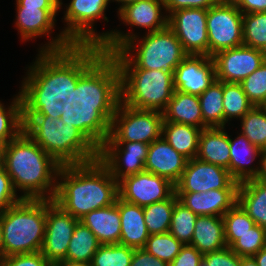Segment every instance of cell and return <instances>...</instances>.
I'll return each mask as SVG.
<instances>
[{
    "label": "cell",
    "mask_w": 266,
    "mask_h": 266,
    "mask_svg": "<svg viewBox=\"0 0 266 266\" xmlns=\"http://www.w3.org/2000/svg\"><path fill=\"white\" fill-rule=\"evenodd\" d=\"M27 70L19 95L22 115L61 118L63 103L79 77L104 53L100 46H76L58 52H40Z\"/></svg>",
    "instance_id": "6da1fadb"
},
{
    "label": "cell",
    "mask_w": 266,
    "mask_h": 266,
    "mask_svg": "<svg viewBox=\"0 0 266 266\" xmlns=\"http://www.w3.org/2000/svg\"><path fill=\"white\" fill-rule=\"evenodd\" d=\"M121 101L120 71L115 59L103 53L80 77L63 103L61 120L75 126L98 149L110 135Z\"/></svg>",
    "instance_id": "7a4b0ae2"
},
{
    "label": "cell",
    "mask_w": 266,
    "mask_h": 266,
    "mask_svg": "<svg viewBox=\"0 0 266 266\" xmlns=\"http://www.w3.org/2000/svg\"><path fill=\"white\" fill-rule=\"evenodd\" d=\"M137 37L131 32L119 30L103 32L100 34V47L115 59L119 68L158 69L172 75L188 55L168 26L160 31L147 32L141 39Z\"/></svg>",
    "instance_id": "3957f363"
},
{
    "label": "cell",
    "mask_w": 266,
    "mask_h": 266,
    "mask_svg": "<svg viewBox=\"0 0 266 266\" xmlns=\"http://www.w3.org/2000/svg\"><path fill=\"white\" fill-rule=\"evenodd\" d=\"M57 180L53 201L79 220L92 210L111 206L119 197L118 182L98 159L61 166Z\"/></svg>",
    "instance_id": "277c9868"
},
{
    "label": "cell",
    "mask_w": 266,
    "mask_h": 266,
    "mask_svg": "<svg viewBox=\"0 0 266 266\" xmlns=\"http://www.w3.org/2000/svg\"><path fill=\"white\" fill-rule=\"evenodd\" d=\"M3 165L22 199L53 200L61 165L24 131L4 145Z\"/></svg>",
    "instance_id": "5b68a950"
},
{
    "label": "cell",
    "mask_w": 266,
    "mask_h": 266,
    "mask_svg": "<svg viewBox=\"0 0 266 266\" xmlns=\"http://www.w3.org/2000/svg\"><path fill=\"white\" fill-rule=\"evenodd\" d=\"M23 131L61 166L98 159V148L75 126L49 115H22Z\"/></svg>",
    "instance_id": "8992f818"
},
{
    "label": "cell",
    "mask_w": 266,
    "mask_h": 266,
    "mask_svg": "<svg viewBox=\"0 0 266 266\" xmlns=\"http://www.w3.org/2000/svg\"><path fill=\"white\" fill-rule=\"evenodd\" d=\"M47 200L22 199L1 210V255L41 251L46 230Z\"/></svg>",
    "instance_id": "52a82bcc"
},
{
    "label": "cell",
    "mask_w": 266,
    "mask_h": 266,
    "mask_svg": "<svg viewBox=\"0 0 266 266\" xmlns=\"http://www.w3.org/2000/svg\"><path fill=\"white\" fill-rule=\"evenodd\" d=\"M121 102L135 109L163 112L172 98L173 75L164 70L119 68Z\"/></svg>",
    "instance_id": "ba28073f"
},
{
    "label": "cell",
    "mask_w": 266,
    "mask_h": 266,
    "mask_svg": "<svg viewBox=\"0 0 266 266\" xmlns=\"http://www.w3.org/2000/svg\"><path fill=\"white\" fill-rule=\"evenodd\" d=\"M111 0H71L64 12L65 27L55 39L41 46L40 52H58L76 46H100V34L95 32L94 23L105 16Z\"/></svg>",
    "instance_id": "9c48e42d"
},
{
    "label": "cell",
    "mask_w": 266,
    "mask_h": 266,
    "mask_svg": "<svg viewBox=\"0 0 266 266\" xmlns=\"http://www.w3.org/2000/svg\"><path fill=\"white\" fill-rule=\"evenodd\" d=\"M163 112L132 108L120 101L105 141L150 144L162 136Z\"/></svg>",
    "instance_id": "30bf717a"
},
{
    "label": "cell",
    "mask_w": 266,
    "mask_h": 266,
    "mask_svg": "<svg viewBox=\"0 0 266 266\" xmlns=\"http://www.w3.org/2000/svg\"><path fill=\"white\" fill-rule=\"evenodd\" d=\"M243 14L232 0H220L207 10L208 56L243 45Z\"/></svg>",
    "instance_id": "8fae6325"
},
{
    "label": "cell",
    "mask_w": 266,
    "mask_h": 266,
    "mask_svg": "<svg viewBox=\"0 0 266 266\" xmlns=\"http://www.w3.org/2000/svg\"><path fill=\"white\" fill-rule=\"evenodd\" d=\"M149 144L128 141H104L98 160L117 182L145 170Z\"/></svg>",
    "instance_id": "7c38bea8"
},
{
    "label": "cell",
    "mask_w": 266,
    "mask_h": 266,
    "mask_svg": "<svg viewBox=\"0 0 266 266\" xmlns=\"http://www.w3.org/2000/svg\"><path fill=\"white\" fill-rule=\"evenodd\" d=\"M207 9H179L168 16L174 32L187 54L208 56Z\"/></svg>",
    "instance_id": "4fadbf2b"
},
{
    "label": "cell",
    "mask_w": 266,
    "mask_h": 266,
    "mask_svg": "<svg viewBox=\"0 0 266 266\" xmlns=\"http://www.w3.org/2000/svg\"><path fill=\"white\" fill-rule=\"evenodd\" d=\"M175 192V185L168 179L142 171L118 182L119 198L141 207L168 199Z\"/></svg>",
    "instance_id": "5bb4252c"
},
{
    "label": "cell",
    "mask_w": 266,
    "mask_h": 266,
    "mask_svg": "<svg viewBox=\"0 0 266 266\" xmlns=\"http://www.w3.org/2000/svg\"><path fill=\"white\" fill-rule=\"evenodd\" d=\"M239 182L229 170L193 158L187 161L175 192H206L212 189H238Z\"/></svg>",
    "instance_id": "9a60e30c"
},
{
    "label": "cell",
    "mask_w": 266,
    "mask_h": 266,
    "mask_svg": "<svg viewBox=\"0 0 266 266\" xmlns=\"http://www.w3.org/2000/svg\"><path fill=\"white\" fill-rule=\"evenodd\" d=\"M79 221L53 200H47L46 230L41 253L49 262L57 263L66 258L69 242Z\"/></svg>",
    "instance_id": "2e32d148"
},
{
    "label": "cell",
    "mask_w": 266,
    "mask_h": 266,
    "mask_svg": "<svg viewBox=\"0 0 266 266\" xmlns=\"http://www.w3.org/2000/svg\"><path fill=\"white\" fill-rule=\"evenodd\" d=\"M216 79L215 62L207 55L188 54L174 70V88L201 95Z\"/></svg>",
    "instance_id": "e0dca14e"
},
{
    "label": "cell",
    "mask_w": 266,
    "mask_h": 266,
    "mask_svg": "<svg viewBox=\"0 0 266 266\" xmlns=\"http://www.w3.org/2000/svg\"><path fill=\"white\" fill-rule=\"evenodd\" d=\"M216 79L240 83L263 63L259 49L241 45L214 55Z\"/></svg>",
    "instance_id": "ac0fdd59"
},
{
    "label": "cell",
    "mask_w": 266,
    "mask_h": 266,
    "mask_svg": "<svg viewBox=\"0 0 266 266\" xmlns=\"http://www.w3.org/2000/svg\"><path fill=\"white\" fill-rule=\"evenodd\" d=\"M238 189H212L206 192H175L178 201L198 216H220L237 203Z\"/></svg>",
    "instance_id": "d6986e66"
},
{
    "label": "cell",
    "mask_w": 266,
    "mask_h": 266,
    "mask_svg": "<svg viewBox=\"0 0 266 266\" xmlns=\"http://www.w3.org/2000/svg\"><path fill=\"white\" fill-rule=\"evenodd\" d=\"M187 161L161 136L149 144L145 171L164 177L175 185L185 170Z\"/></svg>",
    "instance_id": "ffe728a7"
},
{
    "label": "cell",
    "mask_w": 266,
    "mask_h": 266,
    "mask_svg": "<svg viewBox=\"0 0 266 266\" xmlns=\"http://www.w3.org/2000/svg\"><path fill=\"white\" fill-rule=\"evenodd\" d=\"M163 0H140L123 7L118 13L123 24L148 29V33L165 29L168 15H163Z\"/></svg>",
    "instance_id": "44dd1931"
},
{
    "label": "cell",
    "mask_w": 266,
    "mask_h": 266,
    "mask_svg": "<svg viewBox=\"0 0 266 266\" xmlns=\"http://www.w3.org/2000/svg\"><path fill=\"white\" fill-rule=\"evenodd\" d=\"M60 7H16L15 25L22 41L52 34Z\"/></svg>",
    "instance_id": "7402d4cb"
},
{
    "label": "cell",
    "mask_w": 266,
    "mask_h": 266,
    "mask_svg": "<svg viewBox=\"0 0 266 266\" xmlns=\"http://www.w3.org/2000/svg\"><path fill=\"white\" fill-rule=\"evenodd\" d=\"M118 209L121 220L119 244L134 249L144 248L149 238L143 207L128 203L118 197Z\"/></svg>",
    "instance_id": "603a6c76"
},
{
    "label": "cell",
    "mask_w": 266,
    "mask_h": 266,
    "mask_svg": "<svg viewBox=\"0 0 266 266\" xmlns=\"http://www.w3.org/2000/svg\"><path fill=\"white\" fill-rule=\"evenodd\" d=\"M80 221L87 226L101 244H119L121 220L118 209V198L111 206L92 210Z\"/></svg>",
    "instance_id": "cb8c5ba5"
},
{
    "label": "cell",
    "mask_w": 266,
    "mask_h": 266,
    "mask_svg": "<svg viewBox=\"0 0 266 266\" xmlns=\"http://www.w3.org/2000/svg\"><path fill=\"white\" fill-rule=\"evenodd\" d=\"M234 140L229 135L230 163L229 172L239 183L256 178L260 166L253 167L249 164L260 158L261 150L253 145L243 134H238Z\"/></svg>",
    "instance_id": "d4e9b609"
},
{
    "label": "cell",
    "mask_w": 266,
    "mask_h": 266,
    "mask_svg": "<svg viewBox=\"0 0 266 266\" xmlns=\"http://www.w3.org/2000/svg\"><path fill=\"white\" fill-rule=\"evenodd\" d=\"M225 127L202 129L196 158L229 170V135Z\"/></svg>",
    "instance_id": "484cf974"
},
{
    "label": "cell",
    "mask_w": 266,
    "mask_h": 266,
    "mask_svg": "<svg viewBox=\"0 0 266 266\" xmlns=\"http://www.w3.org/2000/svg\"><path fill=\"white\" fill-rule=\"evenodd\" d=\"M163 119V122L186 124L200 129L209 128L203 122L199 96L177 90L173 92L163 111Z\"/></svg>",
    "instance_id": "4316f807"
},
{
    "label": "cell",
    "mask_w": 266,
    "mask_h": 266,
    "mask_svg": "<svg viewBox=\"0 0 266 266\" xmlns=\"http://www.w3.org/2000/svg\"><path fill=\"white\" fill-rule=\"evenodd\" d=\"M203 255L227 247L224 220L220 216H198L191 244Z\"/></svg>",
    "instance_id": "83f0119b"
},
{
    "label": "cell",
    "mask_w": 266,
    "mask_h": 266,
    "mask_svg": "<svg viewBox=\"0 0 266 266\" xmlns=\"http://www.w3.org/2000/svg\"><path fill=\"white\" fill-rule=\"evenodd\" d=\"M237 203L257 225L266 229V182L256 178L240 182Z\"/></svg>",
    "instance_id": "f1b7e54d"
},
{
    "label": "cell",
    "mask_w": 266,
    "mask_h": 266,
    "mask_svg": "<svg viewBox=\"0 0 266 266\" xmlns=\"http://www.w3.org/2000/svg\"><path fill=\"white\" fill-rule=\"evenodd\" d=\"M202 129L173 122H163L162 136L188 160L196 158Z\"/></svg>",
    "instance_id": "f546056e"
},
{
    "label": "cell",
    "mask_w": 266,
    "mask_h": 266,
    "mask_svg": "<svg viewBox=\"0 0 266 266\" xmlns=\"http://www.w3.org/2000/svg\"><path fill=\"white\" fill-rule=\"evenodd\" d=\"M101 245L92 231L79 221L73 231L64 260L90 264Z\"/></svg>",
    "instance_id": "4dcf8cb0"
},
{
    "label": "cell",
    "mask_w": 266,
    "mask_h": 266,
    "mask_svg": "<svg viewBox=\"0 0 266 266\" xmlns=\"http://www.w3.org/2000/svg\"><path fill=\"white\" fill-rule=\"evenodd\" d=\"M203 122L210 127H224L223 81L214 82L199 95Z\"/></svg>",
    "instance_id": "1f68e13d"
},
{
    "label": "cell",
    "mask_w": 266,
    "mask_h": 266,
    "mask_svg": "<svg viewBox=\"0 0 266 266\" xmlns=\"http://www.w3.org/2000/svg\"><path fill=\"white\" fill-rule=\"evenodd\" d=\"M178 201L175 192L166 200L143 207L144 221L151 234L169 232L174 205Z\"/></svg>",
    "instance_id": "d6a6232c"
},
{
    "label": "cell",
    "mask_w": 266,
    "mask_h": 266,
    "mask_svg": "<svg viewBox=\"0 0 266 266\" xmlns=\"http://www.w3.org/2000/svg\"><path fill=\"white\" fill-rule=\"evenodd\" d=\"M241 131L253 145L266 149V106H253L242 118Z\"/></svg>",
    "instance_id": "836d02e7"
},
{
    "label": "cell",
    "mask_w": 266,
    "mask_h": 266,
    "mask_svg": "<svg viewBox=\"0 0 266 266\" xmlns=\"http://www.w3.org/2000/svg\"><path fill=\"white\" fill-rule=\"evenodd\" d=\"M224 127L233 118H242L254 105L240 83L223 82Z\"/></svg>",
    "instance_id": "e575fe53"
},
{
    "label": "cell",
    "mask_w": 266,
    "mask_h": 266,
    "mask_svg": "<svg viewBox=\"0 0 266 266\" xmlns=\"http://www.w3.org/2000/svg\"><path fill=\"white\" fill-rule=\"evenodd\" d=\"M22 131V100L18 92L8 108L0 101V143L8 144Z\"/></svg>",
    "instance_id": "d590c367"
},
{
    "label": "cell",
    "mask_w": 266,
    "mask_h": 266,
    "mask_svg": "<svg viewBox=\"0 0 266 266\" xmlns=\"http://www.w3.org/2000/svg\"><path fill=\"white\" fill-rule=\"evenodd\" d=\"M198 215L177 201L172 213L169 233L183 245L191 244Z\"/></svg>",
    "instance_id": "8d00e7d4"
},
{
    "label": "cell",
    "mask_w": 266,
    "mask_h": 266,
    "mask_svg": "<svg viewBox=\"0 0 266 266\" xmlns=\"http://www.w3.org/2000/svg\"><path fill=\"white\" fill-rule=\"evenodd\" d=\"M223 220L227 247L256 225L238 203L223 215Z\"/></svg>",
    "instance_id": "74e56055"
},
{
    "label": "cell",
    "mask_w": 266,
    "mask_h": 266,
    "mask_svg": "<svg viewBox=\"0 0 266 266\" xmlns=\"http://www.w3.org/2000/svg\"><path fill=\"white\" fill-rule=\"evenodd\" d=\"M183 244L171 233L151 234L144 249L154 257L170 264L178 255Z\"/></svg>",
    "instance_id": "f35d334b"
},
{
    "label": "cell",
    "mask_w": 266,
    "mask_h": 266,
    "mask_svg": "<svg viewBox=\"0 0 266 266\" xmlns=\"http://www.w3.org/2000/svg\"><path fill=\"white\" fill-rule=\"evenodd\" d=\"M134 248L121 244H102L93 255L91 266H130Z\"/></svg>",
    "instance_id": "ab89813d"
},
{
    "label": "cell",
    "mask_w": 266,
    "mask_h": 266,
    "mask_svg": "<svg viewBox=\"0 0 266 266\" xmlns=\"http://www.w3.org/2000/svg\"><path fill=\"white\" fill-rule=\"evenodd\" d=\"M243 45L260 49L266 45V12L243 14Z\"/></svg>",
    "instance_id": "60d3db41"
},
{
    "label": "cell",
    "mask_w": 266,
    "mask_h": 266,
    "mask_svg": "<svg viewBox=\"0 0 266 266\" xmlns=\"http://www.w3.org/2000/svg\"><path fill=\"white\" fill-rule=\"evenodd\" d=\"M266 247V229L255 225L230 246L240 257L254 256L262 248Z\"/></svg>",
    "instance_id": "b9f144b4"
},
{
    "label": "cell",
    "mask_w": 266,
    "mask_h": 266,
    "mask_svg": "<svg viewBox=\"0 0 266 266\" xmlns=\"http://www.w3.org/2000/svg\"><path fill=\"white\" fill-rule=\"evenodd\" d=\"M254 106H266V62L240 82Z\"/></svg>",
    "instance_id": "7bdbcfd3"
},
{
    "label": "cell",
    "mask_w": 266,
    "mask_h": 266,
    "mask_svg": "<svg viewBox=\"0 0 266 266\" xmlns=\"http://www.w3.org/2000/svg\"><path fill=\"white\" fill-rule=\"evenodd\" d=\"M22 200L14 190L4 165L0 166V210L7 209Z\"/></svg>",
    "instance_id": "ee69618b"
},
{
    "label": "cell",
    "mask_w": 266,
    "mask_h": 266,
    "mask_svg": "<svg viewBox=\"0 0 266 266\" xmlns=\"http://www.w3.org/2000/svg\"><path fill=\"white\" fill-rule=\"evenodd\" d=\"M203 259L209 266H240L241 257L238 256L230 247L206 253Z\"/></svg>",
    "instance_id": "f6af8a7d"
},
{
    "label": "cell",
    "mask_w": 266,
    "mask_h": 266,
    "mask_svg": "<svg viewBox=\"0 0 266 266\" xmlns=\"http://www.w3.org/2000/svg\"><path fill=\"white\" fill-rule=\"evenodd\" d=\"M49 262L41 253L15 254L4 257L3 266H49Z\"/></svg>",
    "instance_id": "bcb514c9"
},
{
    "label": "cell",
    "mask_w": 266,
    "mask_h": 266,
    "mask_svg": "<svg viewBox=\"0 0 266 266\" xmlns=\"http://www.w3.org/2000/svg\"><path fill=\"white\" fill-rule=\"evenodd\" d=\"M203 254L190 244L183 245L170 266H199Z\"/></svg>",
    "instance_id": "7dc6e473"
},
{
    "label": "cell",
    "mask_w": 266,
    "mask_h": 266,
    "mask_svg": "<svg viewBox=\"0 0 266 266\" xmlns=\"http://www.w3.org/2000/svg\"><path fill=\"white\" fill-rule=\"evenodd\" d=\"M164 8L166 15L168 16L179 9H187V8H201V9H209L210 7L216 5L220 0H163Z\"/></svg>",
    "instance_id": "c3c4849f"
},
{
    "label": "cell",
    "mask_w": 266,
    "mask_h": 266,
    "mask_svg": "<svg viewBox=\"0 0 266 266\" xmlns=\"http://www.w3.org/2000/svg\"><path fill=\"white\" fill-rule=\"evenodd\" d=\"M130 266H170V264L154 257L144 248L134 249Z\"/></svg>",
    "instance_id": "681fc988"
},
{
    "label": "cell",
    "mask_w": 266,
    "mask_h": 266,
    "mask_svg": "<svg viewBox=\"0 0 266 266\" xmlns=\"http://www.w3.org/2000/svg\"><path fill=\"white\" fill-rule=\"evenodd\" d=\"M242 14L266 12V0H232Z\"/></svg>",
    "instance_id": "f907efd6"
},
{
    "label": "cell",
    "mask_w": 266,
    "mask_h": 266,
    "mask_svg": "<svg viewBox=\"0 0 266 266\" xmlns=\"http://www.w3.org/2000/svg\"><path fill=\"white\" fill-rule=\"evenodd\" d=\"M16 7H60V0H16Z\"/></svg>",
    "instance_id": "816d5d0a"
},
{
    "label": "cell",
    "mask_w": 266,
    "mask_h": 266,
    "mask_svg": "<svg viewBox=\"0 0 266 266\" xmlns=\"http://www.w3.org/2000/svg\"><path fill=\"white\" fill-rule=\"evenodd\" d=\"M259 166L260 170L256 177L261 182H266V149L261 150L260 158H259Z\"/></svg>",
    "instance_id": "f5cc1de1"
},
{
    "label": "cell",
    "mask_w": 266,
    "mask_h": 266,
    "mask_svg": "<svg viewBox=\"0 0 266 266\" xmlns=\"http://www.w3.org/2000/svg\"><path fill=\"white\" fill-rule=\"evenodd\" d=\"M253 257L256 260L258 266H266V247L262 248Z\"/></svg>",
    "instance_id": "db71d44e"
},
{
    "label": "cell",
    "mask_w": 266,
    "mask_h": 266,
    "mask_svg": "<svg viewBox=\"0 0 266 266\" xmlns=\"http://www.w3.org/2000/svg\"><path fill=\"white\" fill-rule=\"evenodd\" d=\"M240 266H258L253 256L241 257Z\"/></svg>",
    "instance_id": "11a10c76"
},
{
    "label": "cell",
    "mask_w": 266,
    "mask_h": 266,
    "mask_svg": "<svg viewBox=\"0 0 266 266\" xmlns=\"http://www.w3.org/2000/svg\"><path fill=\"white\" fill-rule=\"evenodd\" d=\"M59 266H91V264L88 263H81V262H74V261H67L62 260L60 262H57Z\"/></svg>",
    "instance_id": "9f6ffc18"
},
{
    "label": "cell",
    "mask_w": 266,
    "mask_h": 266,
    "mask_svg": "<svg viewBox=\"0 0 266 266\" xmlns=\"http://www.w3.org/2000/svg\"><path fill=\"white\" fill-rule=\"evenodd\" d=\"M113 2L116 1L118 3H121L120 7L118 8V12L125 7L126 5L133 3V2H138L140 0H112Z\"/></svg>",
    "instance_id": "6f0895ef"
},
{
    "label": "cell",
    "mask_w": 266,
    "mask_h": 266,
    "mask_svg": "<svg viewBox=\"0 0 266 266\" xmlns=\"http://www.w3.org/2000/svg\"><path fill=\"white\" fill-rule=\"evenodd\" d=\"M263 62H266V45L259 49Z\"/></svg>",
    "instance_id": "680465c9"
},
{
    "label": "cell",
    "mask_w": 266,
    "mask_h": 266,
    "mask_svg": "<svg viewBox=\"0 0 266 266\" xmlns=\"http://www.w3.org/2000/svg\"><path fill=\"white\" fill-rule=\"evenodd\" d=\"M3 149H4V144L0 143V166L3 165Z\"/></svg>",
    "instance_id": "91938a15"
},
{
    "label": "cell",
    "mask_w": 266,
    "mask_h": 266,
    "mask_svg": "<svg viewBox=\"0 0 266 266\" xmlns=\"http://www.w3.org/2000/svg\"><path fill=\"white\" fill-rule=\"evenodd\" d=\"M1 248H2V225H1V210H0V255H1Z\"/></svg>",
    "instance_id": "94428289"
},
{
    "label": "cell",
    "mask_w": 266,
    "mask_h": 266,
    "mask_svg": "<svg viewBox=\"0 0 266 266\" xmlns=\"http://www.w3.org/2000/svg\"><path fill=\"white\" fill-rule=\"evenodd\" d=\"M199 266H209L205 260L203 259L201 262H200V265Z\"/></svg>",
    "instance_id": "6125c7cd"
},
{
    "label": "cell",
    "mask_w": 266,
    "mask_h": 266,
    "mask_svg": "<svg viewBox=\"0 0 266 266\" xmlns=\"http://www.w3.org/2000/svg\"><path fill=\"white\" fill-rule=\"evenodd\" d=\"M3 262H4V257L0 255V266H3Z\"/></svg>",
    "instance_id": "be15d7a7"
},
{
    "label": "cell",
    "mask_w": 266,
    "mask_h": 266,
    "mask_svg": "<svg viewBox=\"0 0 266 266\" xmlns=\"http://www.w3.org/2000/svg\"><path fill=\"white\" fill-rule=\"evenodd\" d=\"M49 266H59L57 263H51Z\"/></svg>",
    "instance_id": "e7e4bbea"
},
{
    "label": "cell",
    "mask_w": 266,
    "mask_h": 266,
    "mask_svg": "<svg viewBox=\"0 0 266 266\" xmlns=\"http://www.w3.org/2000/svg\"><path fill=\"white\" fill-rule=\"evenodd\" d=\"M62 4H63V2H62V0H60V9H61V7H62Z\"/></svg>",
    "instance_id": "03108f58"
}]
</instances>
